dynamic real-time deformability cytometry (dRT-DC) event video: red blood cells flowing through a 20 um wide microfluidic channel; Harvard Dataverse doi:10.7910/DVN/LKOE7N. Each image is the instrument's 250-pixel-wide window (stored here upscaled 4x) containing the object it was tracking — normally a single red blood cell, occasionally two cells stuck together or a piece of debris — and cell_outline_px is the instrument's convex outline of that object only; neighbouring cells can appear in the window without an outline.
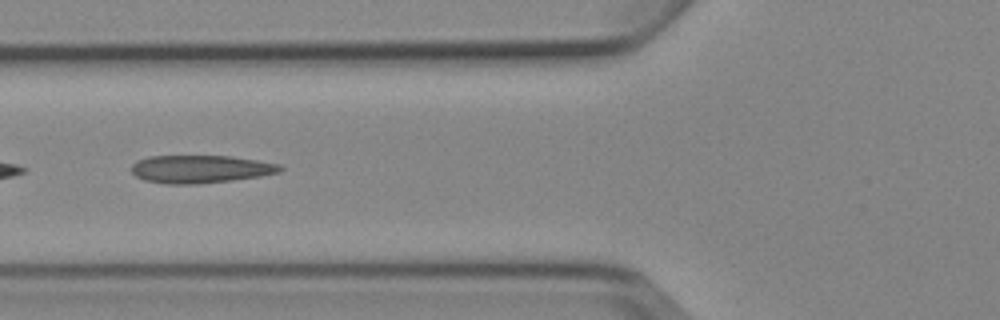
{"species": "Egyptian fruit bat (a non-hibernating species)", "species_latin": "Rousettus aegyptiacus", "temperature_condition": "cold", "stored_images_in_passage": 9, "camera_frame_rate_fps": 3000, "um_per_image_px": 0.085, "animal": {"sex": "female"}, "frame": {"image": 1, "passage_image": 6, "time_ms": 5.667, "image_size_px": [1000, 320], "cell_outline_px": [[284, 168], [280, 172], [260, 176], [232, 180], [196, 184], [164, 184], [144, 180], [136, 176], [132, 172], [132, 164], [136, 160], [152, 156], [232, 156], [280, 164]], "centroid_in_image_um": [17.03, 14.37], "position_along_channel_um": 108.8, "area_um2": 24.16}}
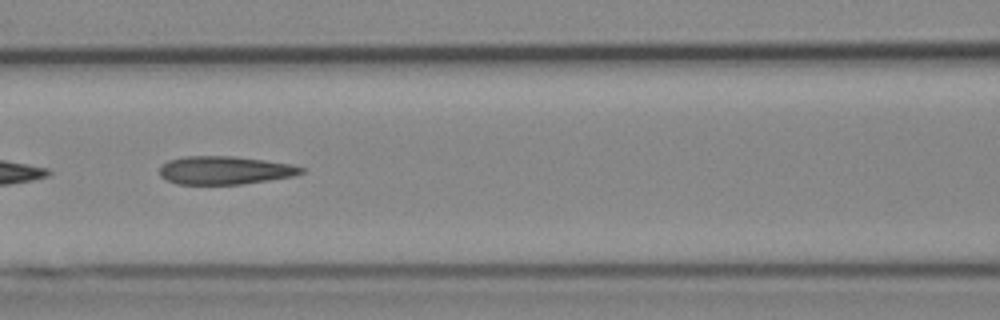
{"frame": {"image": 2, "passage_image": 7, "time_ms": 6.667, "image_size_px": [1000, 320], "cell_outline_px": [[304, 172], [296, 176], [240, 184], [176, 184], [160, 176], [160, 168], [168, 160], [184, 156], [232, 156], [264, 160], [292, 164], [304, 168]], "centroid_in_image_um": [19.13, 14.47], "position_along_channel_um": 147.5, "area_um2": 23.24}}
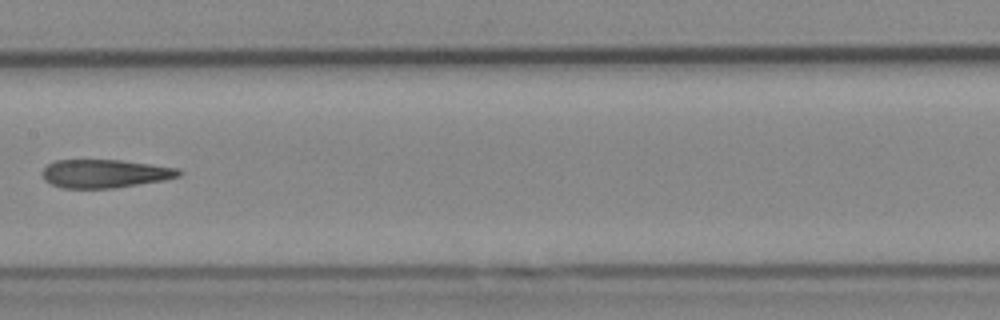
{"frame": {"image": 3, "passage_image": 8, "time_ms": 8.0, "image_size_px": [1000, 320], "cell_outline_px": [[184, 172], [180, 176], [164, 180], [116, 188], [64, 188], [52, 184], [44, 180], [44, 168], [48, 164], [56, 160], [120, 160], [180, 168]], "centroid_in_image_um": [8.98, 14.76], "position_along_channel_um": 198.4, "area_um2": 22.54}}